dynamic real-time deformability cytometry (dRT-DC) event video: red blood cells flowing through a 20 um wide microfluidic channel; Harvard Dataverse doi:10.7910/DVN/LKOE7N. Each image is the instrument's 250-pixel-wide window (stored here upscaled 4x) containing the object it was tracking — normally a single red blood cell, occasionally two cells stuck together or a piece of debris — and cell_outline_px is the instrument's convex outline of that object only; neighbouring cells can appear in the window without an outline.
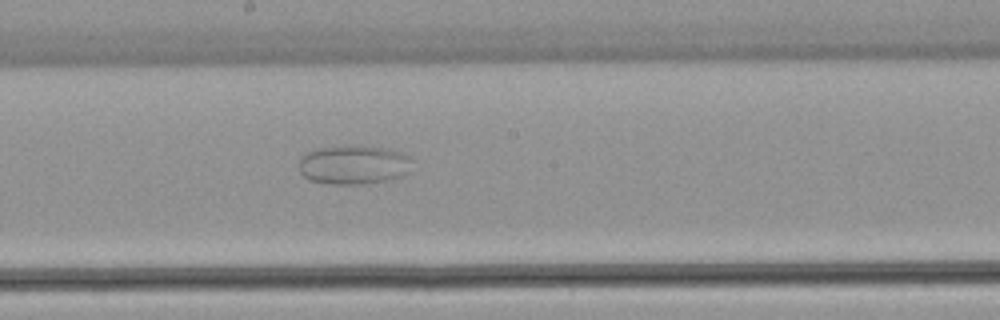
{"species": "common noctule bat (a hibernating species)", "species_latin": "Nyctalus noctula", "temperature_condition": "warm", "stored_images_in_passage": 55, "camera_frame_rate_fps": 3000, "um_per_image_px": 0.085, "animal": {"sex": "female", "body_mass_g": 22.7, "forearm_length_mm": 54.2}, "frame": {"image": 1, "passage_image": 30, "time_ms": 9.667, "image_size_px": [1000, 320], "cell_outline_px": [[412, 160], [404, 176], [392, 180], [364, 184], [332, 184], [308, 180], [300, 172], [300, 156], [304, 152], [316, 148], [352, 144], [388, 148], [412, 156]], "centroid_in_image_um": [30.06, 13.98], "position_along_channel_um": 218.1, "area_um2": 26.47}}
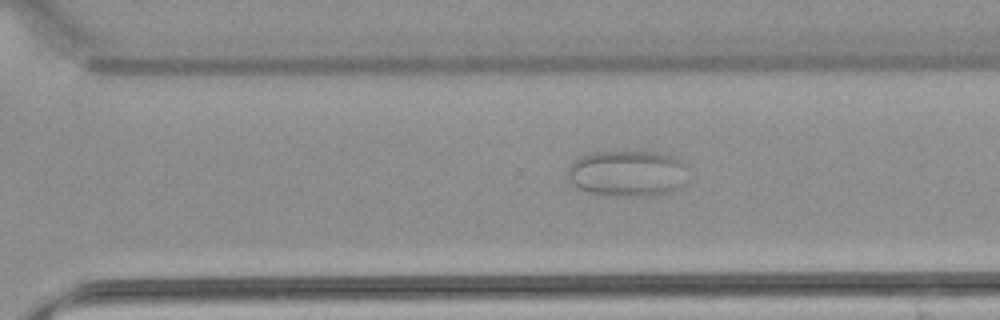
{"frame": {"image": 2, "passage_image": 38, "time_ms": 12.333, "image_size_px": [1000, 320], "cell_outline_px": [[684, 164], [680, 188], [668, 192], [648, 196], [624, 196], [588, 192], [580, 188], [568, 176], [568, 164], [580, 156], [596, 152], [660, 152], [672, 156], [680, 160]], "centroid_in_image_um": [53.29, 14.72], "position_along_channel_um": 317.3, "area_um2": 31.67}}